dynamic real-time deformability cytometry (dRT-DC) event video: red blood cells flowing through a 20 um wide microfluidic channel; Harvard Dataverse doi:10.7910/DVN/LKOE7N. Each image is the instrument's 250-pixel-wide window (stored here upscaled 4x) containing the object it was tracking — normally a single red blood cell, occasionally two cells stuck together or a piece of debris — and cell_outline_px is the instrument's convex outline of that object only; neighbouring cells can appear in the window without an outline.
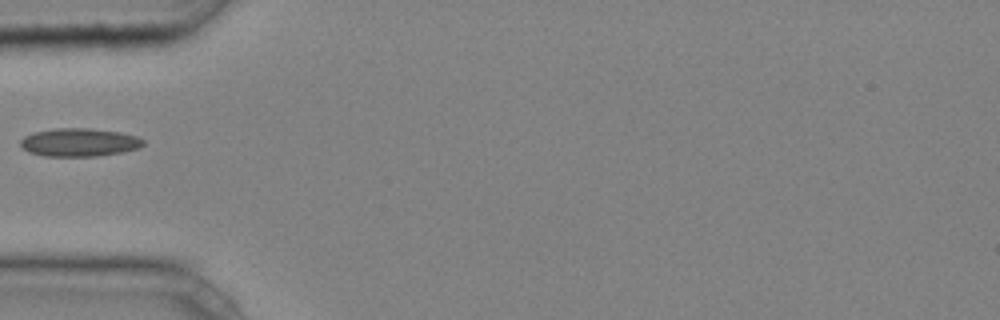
{"species": "common noctule bat (a hibernating species)", "species_latin": "Nyctalus noctula", "temperature_condition": "cold", "stored_images_in_passage": 28, "camera_frame_rate_fps": 3000, "um_per_image_px": 0.085, "animal": {"sex": "male", "body_mass_g": 20.4}, "frame": {"image": 1, "passage_image": 1, "time_ms": 0.0, "image_size_px": [1000, 320], "cell_outline_px": [[144, 144], [136, 148], [120, 152], [96, 156], [44, 156], [28, 152], [20, 144], [20, 140], [24, 136], [36, 132], [56, 128], [88, 128], [120, 132], [136, 136], [144, 140]], "centroid_in_image_um": [6.71, 12.1], "position_along_channel_um": 78.3, "area_um2": 19.94}}
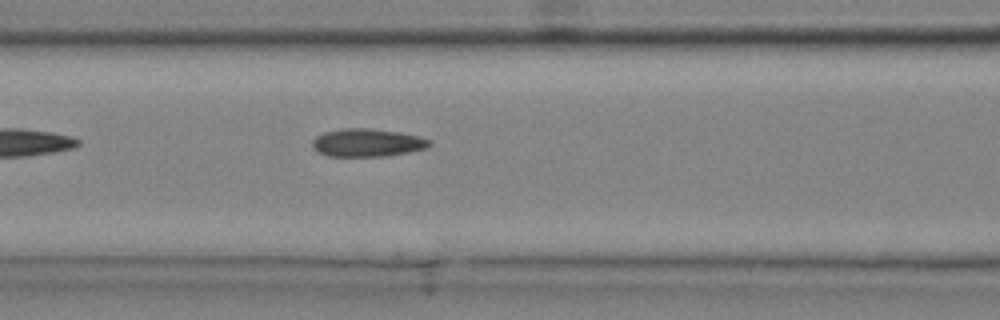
{"frame": {"image": 2, "passage_image": 5, "time_ms": 1.333, "image_size_px": [1000, 320], "cell_outline_px": [[432, 144], [428, 148], [408, 152], [384, 156], [328, 156], [312, 148], [312, 140], [316, 136], [324, 132], [344, 128], [368, 128], [400, 132], [420, 136], [432, 140]], "centroid_in_image_um": [31.25, 12.12], "position_along_channel_um": 135.4, "area_um2": 19.19}}